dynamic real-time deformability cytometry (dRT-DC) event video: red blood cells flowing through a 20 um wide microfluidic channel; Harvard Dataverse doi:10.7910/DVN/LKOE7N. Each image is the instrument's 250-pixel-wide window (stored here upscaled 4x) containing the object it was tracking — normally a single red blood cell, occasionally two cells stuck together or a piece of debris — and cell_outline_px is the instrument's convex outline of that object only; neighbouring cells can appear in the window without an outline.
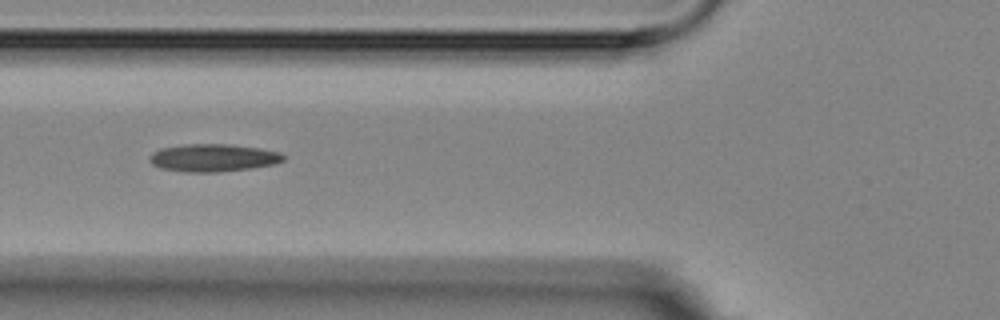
{"species": "Egyptian fruit bat (a non-hibernating species)", "species_latin": "Rousettus aegyptiacus", "temperature_condition": "room temperature", "stored_images_in_passage": 13, "camera_frame_rate_fps": 3000, "um_per_image_px": 0.085, "animal": {"sex": "female"}, "frame": {"image": 1, "passage_image": 3, "time_ms": 2.667, "image_size_px": [1000, 320], "cell_outline_px": [[284, 160], [272, 164], [248, 168], [216, 172], [184, 172], [160, 168], [152, 164], [148, 160], [148, 156], [152, 152], [160, 148], [188, 144], [228, 144], [260, 148], [280, 152], [284, 156]], "centroid_in_image_um": [18.05, 13.41], "position_along_channel_um": 107.7, "area_um2": 21.5}}
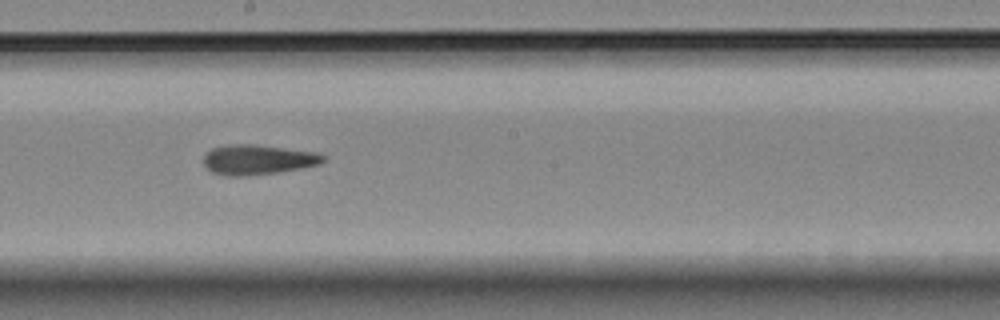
{"frame": {"image": 2, "passage_image": 6, "time_ms": 6.0, "image_size_px": [1000, 320], "cell_outline_px": [[324, 160], [320, 164], [300, 168], [276, 172], [244, 176], [228, 176], [212, 172], [204, 164], [204, 156], [212, 148], [228, 144], [256, 144], [312, 152], [324, 156]], "centroid_in_image_um": [21.87, 13.56], "position_along_channel_um": 226.3, "area_um2": 20.52}}
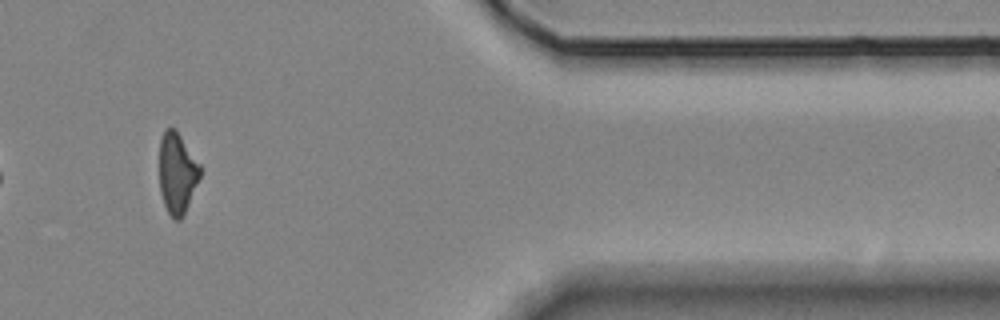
{"frame": {"image": 3, "passage_image": 11, "time_ms": 11.667, "image_size_px": [1000, 320], "cell_outline_px": [[204, 168], [184, 212], [180, 220], [172, 220], [164, 204], [160, 192], [160, 140], [164, 132], [168, 128], [176, 128]], "centroid_in_image_um": [15.08, 14.68], "position_along_channel_um": 396.3, "area_um2": 19.36}, "authors_computed_cell_mechanics": {"area_um2": 20.4034, "velocity_mm_per_s": 3.5638, "shape_relaxation_time_tau1_ms": null, "shape_relaxation_time_tau2_ms": 4.2166, "deformation_change_tau1": null, "deformation_change_tau2": 0.1428}}